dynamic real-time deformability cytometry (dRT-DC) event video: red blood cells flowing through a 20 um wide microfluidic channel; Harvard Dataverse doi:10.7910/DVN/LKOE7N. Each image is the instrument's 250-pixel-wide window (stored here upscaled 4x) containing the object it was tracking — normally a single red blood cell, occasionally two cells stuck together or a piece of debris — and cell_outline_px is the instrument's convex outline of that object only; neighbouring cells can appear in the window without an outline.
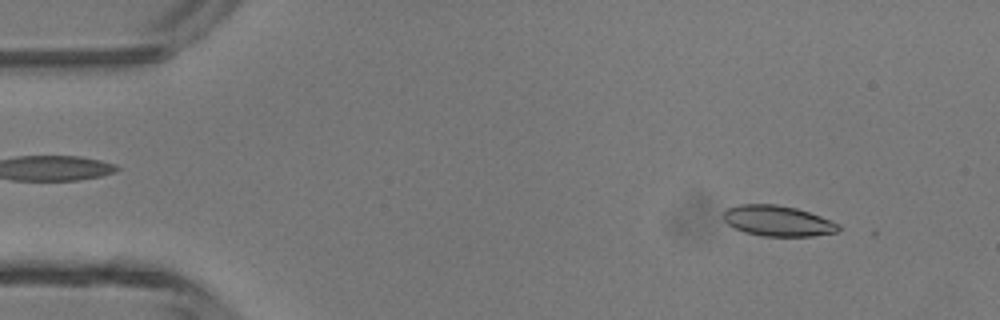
{"species": "common noctule bat (a hibernating species)", "species_latin": "Nyctalus noctula", "temperature_condition": "room temperature", "stored_images_in_passage": 11, "camera_frame_rate_fps": 3000, "um_per_image_px": 0.085, "animal": {"sex": "male", "body_mass_g": 13.3}, "frame": {"image": 1, "passage_image": 4, "time_ms": 1.0, "image_size_px": [1000, 320], "cell_outline_px": [[840, 228], [836, 232], [812, 236], [760, 236], [744, 232], [728, 224], [724, 220], [724, 212], [728, 208], [740, 204], [776, 204], [796, 208], [820, 216], [840, 224]], "centroid_in_image_um": [66.11, 18.78], "position_along_channel_um": 18.9, "area_um2": 20.4}}